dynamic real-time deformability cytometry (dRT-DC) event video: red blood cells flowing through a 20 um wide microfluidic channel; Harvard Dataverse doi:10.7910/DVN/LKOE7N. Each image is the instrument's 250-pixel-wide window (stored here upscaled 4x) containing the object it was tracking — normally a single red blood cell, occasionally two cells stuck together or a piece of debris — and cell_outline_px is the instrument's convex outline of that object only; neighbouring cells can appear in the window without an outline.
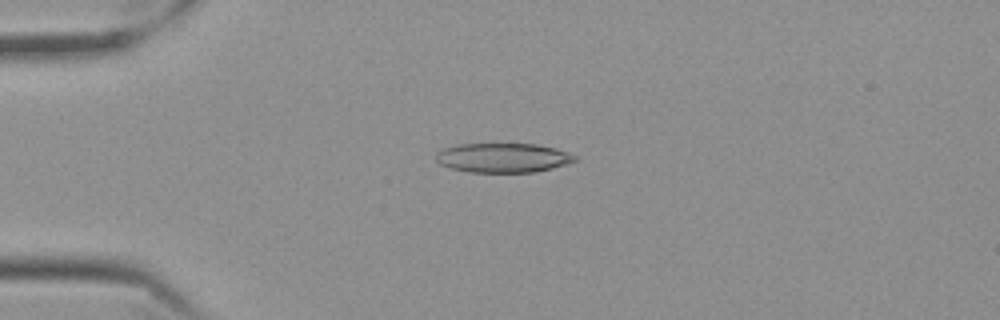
{"species": "Egyptian fruit bat (a non-hibernating species)", "species_latin": "Rousettus aegyptiacus", "temperature_condition": "cold", "stored_images_in_passage": 57, "camera_frame_rate_fps": 3000, "um_per_image_px": 0.085, "frame": {"image": 1, "passage_image": 14, "time_ms": 4.333, "image_size_px": [1000, 320], "cell_outline_px": [[580, 160], [568, 164], [552, 168], [532, 172], [468, 172], [452, 168], [440, 164], [436, 160], [436, 152], [444, 148], [460, 144], [536, 144], [556, 148], [568, 152], [576, 156]], "centroid_in_image_um": [42.79, 13.41], "position_along_channel_um": 42.2, "area_um2": 23.87}}
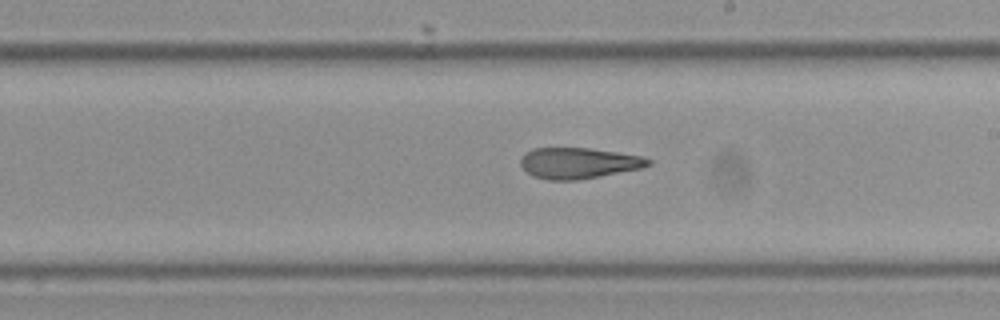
{"frame": {"image": 2, "passage_image": 33, "time_ms": 10.667, "image_size_px": [1000, 320], "cell_outline_px": [[652, 164], [640, 168], [576, 180], [548, 180], [532, 176], [520, 164], [520, 156], [524, 152], [532, 148], [588, 148], [616, 152], [640, 156], [652, 160]], "centroid_in_image_um": [49.11, 13.85], "position_along_channel_um": 239.9, "area_um2": 22.83}}
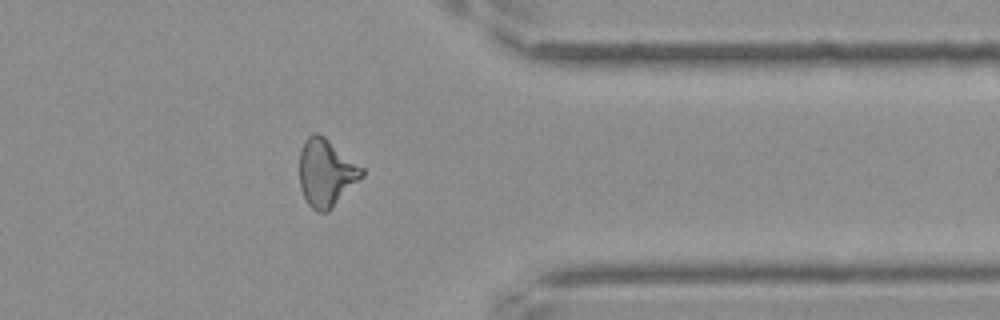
{"frame": {"image": 3, "passage_image": 46, "time_ms": 15.0, "image_size_px": [1000, 320], "cell_outline_px": [[364, 176], [328, 212], [316, 212], [308, 204], [300, 188], [300, 148], [304, 140], [312, 132], [316, 132], [324, 136], [364, 168]], "centroid_in_image_um": [27.72, 14.68], "position_along_channel_um": 383.7, "area_um2": 24.68}, "authors_computed_cell_mechanics": {"area_um2": 24.276, "velocity_mm_per_s": 3.542, "shape_relaxation_time_tau1_ms": null, "shape_relaxation_time_tau2_ms": 3.9889, "deformation_change_tau1": null, "deformation_change_tau2": 0.1294}}